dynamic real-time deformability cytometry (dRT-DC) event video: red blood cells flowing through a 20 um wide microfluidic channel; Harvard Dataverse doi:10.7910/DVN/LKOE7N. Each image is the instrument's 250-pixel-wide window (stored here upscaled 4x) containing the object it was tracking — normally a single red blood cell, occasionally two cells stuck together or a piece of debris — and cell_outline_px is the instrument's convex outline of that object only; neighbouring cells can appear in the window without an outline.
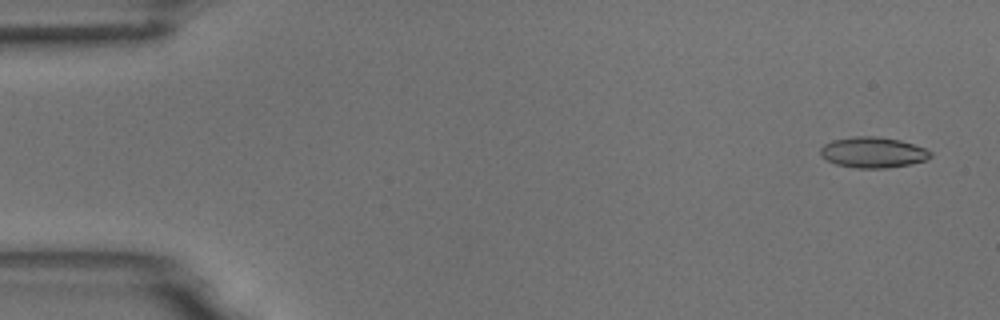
{"species": "common noctule bat (a hibernating species)", "species_latin": "Nyctalus noctula", "temperature_condition": "room temperature", "stored_images_in_passage": 4, "camera_frame_rate_fps": 3000, "um_per_image_px": 0.085, "animal": {"sex": "male", "body_mass_g": 18.8}, "frame": {"image": 1, "passage_image": 1, "time_ms": 0.0, "image_size_px": [1000, 320], "cell_outline_px": [[932, 156], [928, 160], [908, 164], [884, 168], [856, 168], [836, 164], [820, 156], [820, 148], [824, 144], [832, 140], [856, 136], [876, 136], [900, 140], [924, 148], [932, 152]], "centroid_in_image_um": [74.19, 12.95], "position_along_channel_um": 10.8, "area_um2": 19.65}}
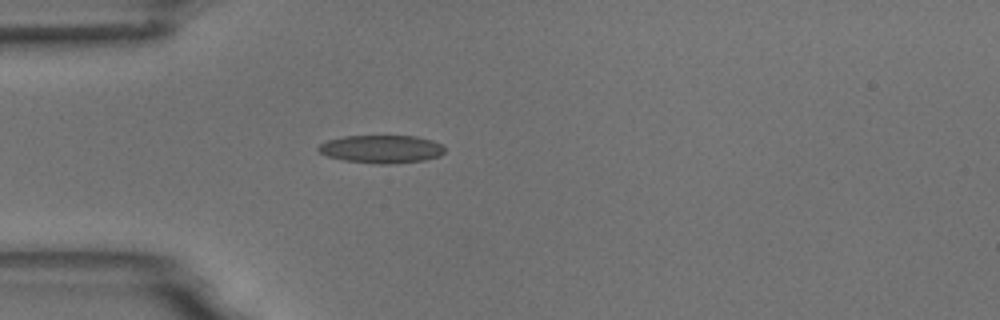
{"frame": {"image": 2, "passage_image": 4, "time_ms": 1.0, "image_size_px": [1000, 320], "cell_outline_px": [[444, 152], [440, 156], [424, 160], [388, 164], [380, 164], [344, 160], [328, 156], [320, 152], [316, 148], [320, 144], [328, 140], [344, 136], [416, 136], [432, 140], [440, 144], [444, 148]], "centroid_in_image_um": [32.42, 12.67], "position_along_channel_um": 52.6, "area_um2": 20.46}}